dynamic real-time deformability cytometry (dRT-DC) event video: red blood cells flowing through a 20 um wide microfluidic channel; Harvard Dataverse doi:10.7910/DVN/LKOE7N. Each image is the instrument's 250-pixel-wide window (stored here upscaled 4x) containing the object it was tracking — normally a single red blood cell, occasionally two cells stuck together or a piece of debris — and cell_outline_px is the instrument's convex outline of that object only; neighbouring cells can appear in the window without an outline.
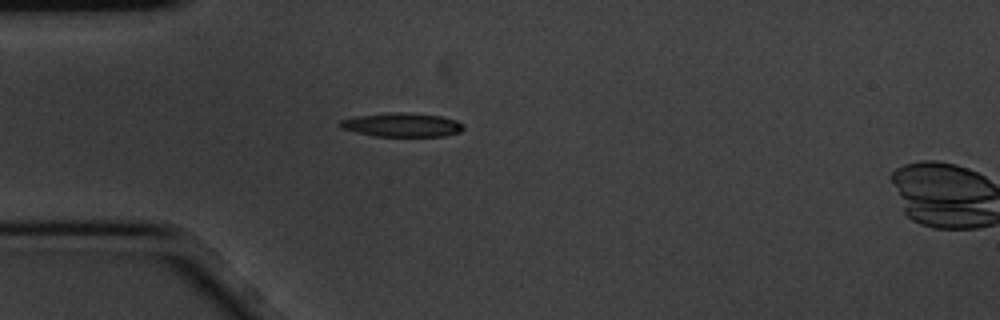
{"species": "common noctule bat (a hibernating species)", "species_latin": "Nyctalus noctula", "temperature_condition": "cold", "stored_images_in_passage": 2, "camera_frame_rate_fps": 3000, "um_per_image_px": 0.085, "animal": {"sex": "male", "body_mass_g": 20.1, "forearm_length_mm": 53.5}, "frame": {"image": 1, "passage_image": 1, "time_ms": 0.0, "image_size_px": [1000, 320], "cell_outline_px": [[464, 128], [460, 132], [444, 136], [376, 136], [356, 132], [340, 128], [336, 124], [340, 120], [356, 116], [392, 112], [396, 112], [440, 116], [456, 120], [464, 124]], "centroid_in_image_um": [34.14, 10.62], "position_along_channel_um": 50.9, "area_um2": 17.11}}